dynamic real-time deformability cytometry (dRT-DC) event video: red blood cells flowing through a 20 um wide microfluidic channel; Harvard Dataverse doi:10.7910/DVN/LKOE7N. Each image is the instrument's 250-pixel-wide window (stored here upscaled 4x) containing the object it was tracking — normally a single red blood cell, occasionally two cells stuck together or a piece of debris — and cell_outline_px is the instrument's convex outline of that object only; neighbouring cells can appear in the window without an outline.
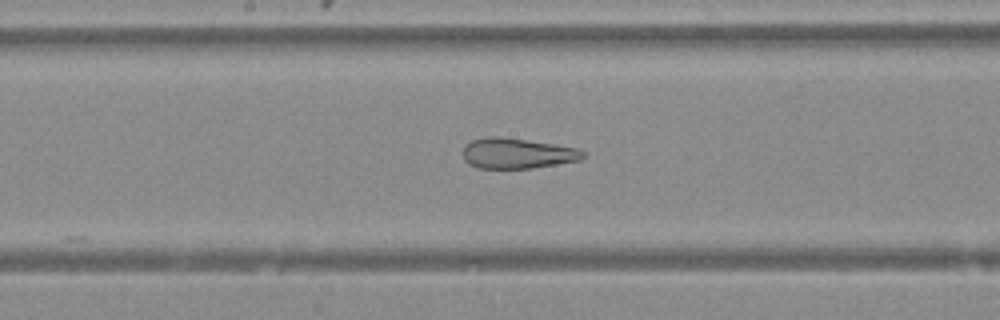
{"species": "Egyptian fruit bat (a non-hibernating species)", "species_latin": "Rousettus aegyptiacus", "temperature_condition": "warm", "stored_images_in_passage": 38, "camera_frame_rate_fps": 3000, "um_per_image_px": 0.085, "animal": {"sex": "female"}, "frame": {"image": 1, "passage_image": 22, "time_ms": 7.0, "image_size_px": [1000, 320], "cell_outline_px": [[584, 156], [580, 160], [532, 168], [480, 168], [468, 164], [464, 160], [464, 144], [472, 140], [488, 136], [496, 136], [552, 144], [576, 148], [584, 152]], "centroid_in_image_um": [43.92, 13.04], "position_along_channel_um": 204.3, "area_um2": 20.98}}
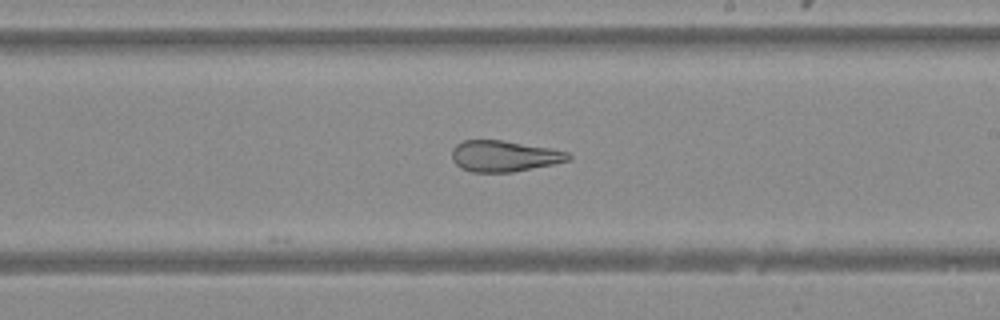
{"frame": {"image": 2, "passage_image": 25, "time_ms": 8.0, "image_size_px": [1000, 320], "cell_outline_px": [[572, 156], [568, 160], [552, 164], [512, 172], [472, 172], [460, 168], [452, 160], [452, 148], [456, 144], [464, 140], [504, 140], [552, 148], [568, 152]], "centroid_in_image_um": [42.83, 13.26], "position_along_channel_um": 246.2, "area_um2": 21.15}}
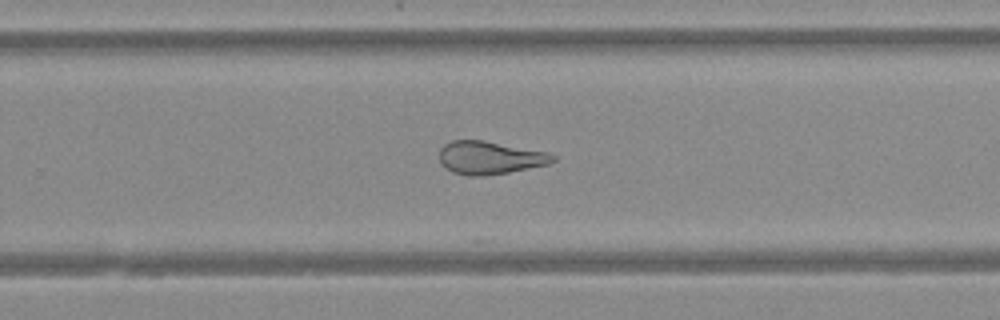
{"frame": {"image": 3, "passage_image": 28, "time_ms": 9.0, "image_size_px": [1000, 320], "cell_outline_px": [[556, 160], [548, 164], [508, 172], [484, 176], [468, 176], [452, 172], [440, 160], [440, 148], [444, 144], [452, 140], [484, 140], [548, 152], [556, 156]], "centroid_in_image_um": [41.65, 13.4], "position_along_channel_um": 288.1, "area_um2": 21.73}}